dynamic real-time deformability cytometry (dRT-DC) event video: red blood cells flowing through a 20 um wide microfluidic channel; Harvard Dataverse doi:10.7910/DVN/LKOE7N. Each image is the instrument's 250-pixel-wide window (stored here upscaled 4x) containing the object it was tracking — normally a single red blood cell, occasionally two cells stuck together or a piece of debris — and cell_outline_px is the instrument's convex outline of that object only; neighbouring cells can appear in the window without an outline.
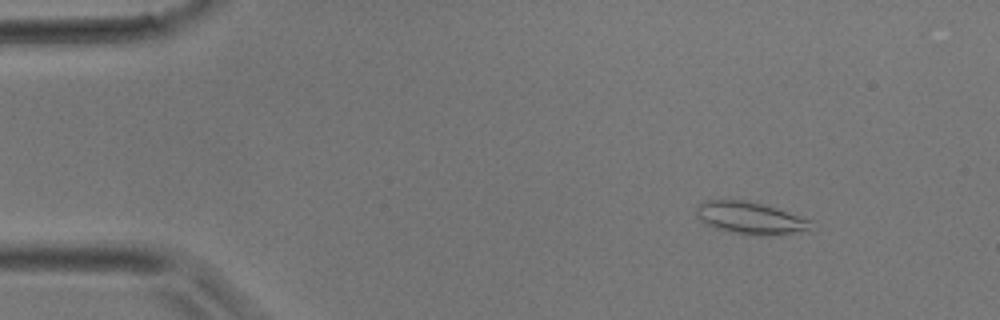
{"species": "common noctule bat (a hibernating species)", "species_latin": "Nyctalus noctula", "temperature_condition": "room temperature", "stored_images_in_passage": 40, "camera_frame_rate_fps": 3000, "um_per_image_px": 0.085, "animal": {"sex": "male", "body_mass_g": 17.9}, "frame": {"image": 1, "passage_image": 5, "time_ms": 1.333, "image_size_px": [1000, 320], "cell_outline_px": [[812, 232], [768, 236], [760, 236], [736, 232], [716, 228], [700, 220], [696, 212], [696, 204], [704, 200], [744, 200], [776, 208], [812, 220]], "centroid_in_image_um": [63.85, 18.55], "position_along_channel_um": 21.1, "area_um2": 21.68}}
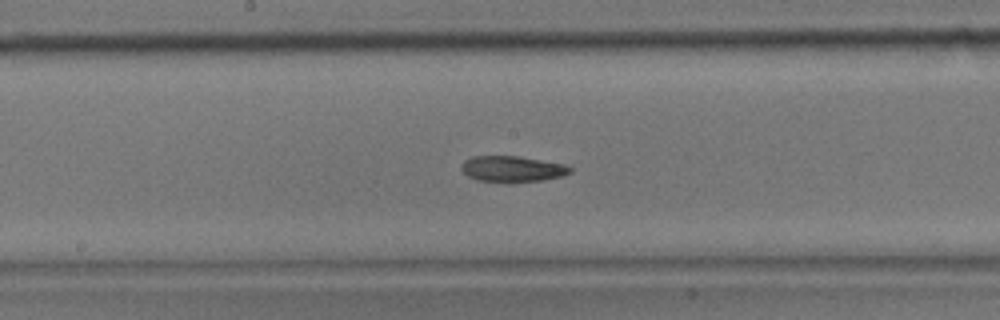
{"frame": {"image": 2, "passage_image": 21, "time_ms": 6.667, "image_size_px": [1000, 320], "cell_outline_px": [[572, 172], [560, 176], [540, 180], [508, 184], [476, 180], [468, 176], [460, 168], [460, 164], [464, 160], [472, 156], [520, 156], [564, 164], [572, 168]], "centroid_in_image_um": [43.49, 14.37], "position_along_channel_um": 204.7, "area_um2": 16.82}}
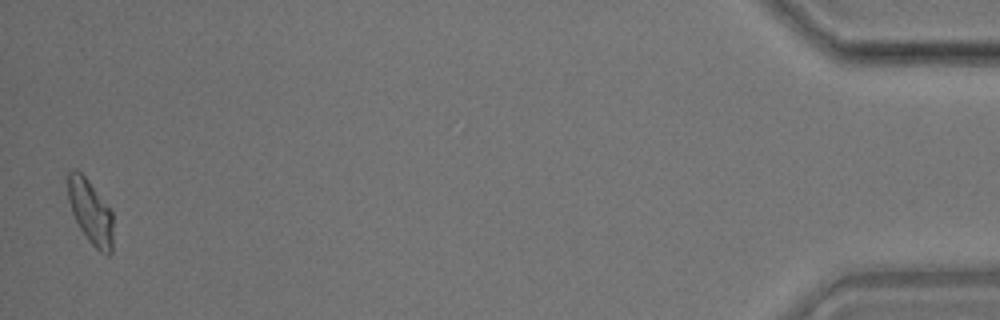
{"frame": {"image": 3, "passage_image": 40, "time_ms": 13.0, "image_size_px": [1000, 320], "cell_outline_px": [[112, 252], [108, 256], [100, 252], [88, 240], [80, 228], [72, 212], [68, 200], [68, 172], [72, 168], [76, 168], [88, 180], [112, 212]], "centroid_in_image_um": [7.68, 18.01], "position_along_channel_um": 427.5, "area_um2": 16.7}}